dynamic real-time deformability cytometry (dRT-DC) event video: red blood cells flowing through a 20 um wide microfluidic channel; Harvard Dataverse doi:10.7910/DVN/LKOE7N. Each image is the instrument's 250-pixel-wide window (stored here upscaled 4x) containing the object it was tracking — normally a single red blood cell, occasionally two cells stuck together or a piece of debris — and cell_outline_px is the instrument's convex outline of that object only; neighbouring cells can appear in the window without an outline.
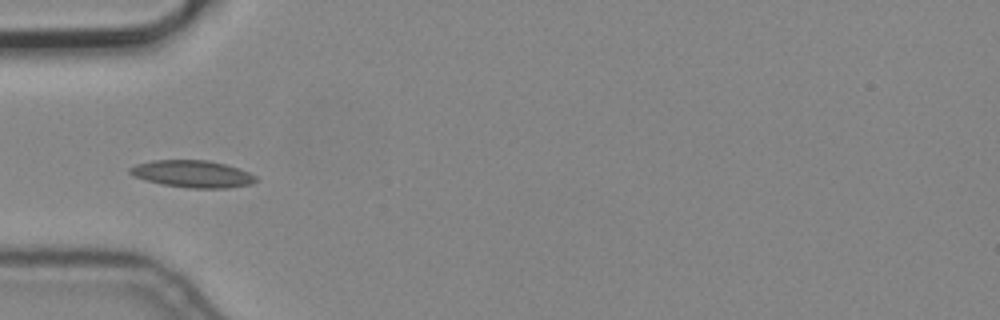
{"species": "common noctule bat (a hibernating species)", "species_latin": "Nyctalus noctula", "temperature_condition": "cold", "stored_images_in_passage": 8, "camera_frame_rate_fps": 3000, "um_per_image_px": 0.085, "animal": {"sex": "male", "body_mass_g": 19.2, "forearm_length_mm": 51.8}, "frame": {"image": 1, "passage_image": 6, "time_ms": 1.667, "image_size_px": [1000, 320], "cell_outline_px": [[256, 180], [252, 184], [228, 188], [188, 188], [164, 184], [144, 180], [132, 176], [128, 172], [128, 168], [136, 164], [152, 160], [208, 160], [224, 164], [248, 172], [256, 176]], "centroid_in_image_um": [16.31, 14.78], "position_along_channel_um": 68.7, "area_um2": 19.88}}
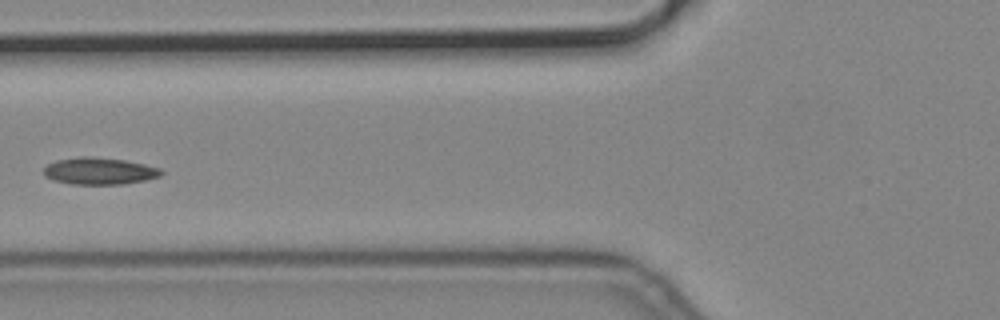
{"frame": {"image": 2, "passage_image": 7, "time_ms": 2.0, "image_size_px": [1000, 320], "cell_outline_px": [[164, 172], [160, 176], [144, 180], [120, 184], [72, 184], [52, 180], [44, 176], [44, 168], [48, 164], [56, 160], [80, 156], [88, 156], [124, 160], [144, 164], [160, 168]], "centroid_in_image_um": [8.42, 14.53], "position_along_channel_um": 117.4, "area_um2": 18.38}}
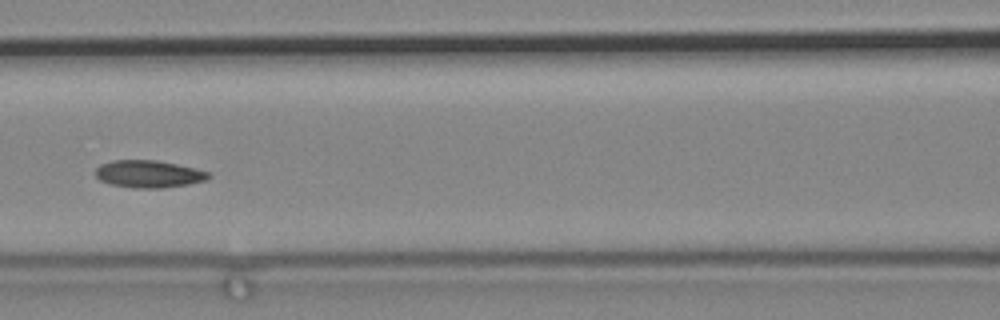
{"frame": {"image": 3, "passage_image": 8, "time_ms": 2.333, "image_size_px": [1000, 320], "cell_outline_px": [[212, 176], [208, 180], [188, 184], [160, 188], [132, 188], [112, 184], [100, 180], [96, 176], [96, 168], [100, 164], [112, 160], [156, 160], [176, 164], [208, 172]], "centroid_in_image_um": [12.63, 14.79], "position_along_channel_um": 154.0, "area_um2": 17.92}}